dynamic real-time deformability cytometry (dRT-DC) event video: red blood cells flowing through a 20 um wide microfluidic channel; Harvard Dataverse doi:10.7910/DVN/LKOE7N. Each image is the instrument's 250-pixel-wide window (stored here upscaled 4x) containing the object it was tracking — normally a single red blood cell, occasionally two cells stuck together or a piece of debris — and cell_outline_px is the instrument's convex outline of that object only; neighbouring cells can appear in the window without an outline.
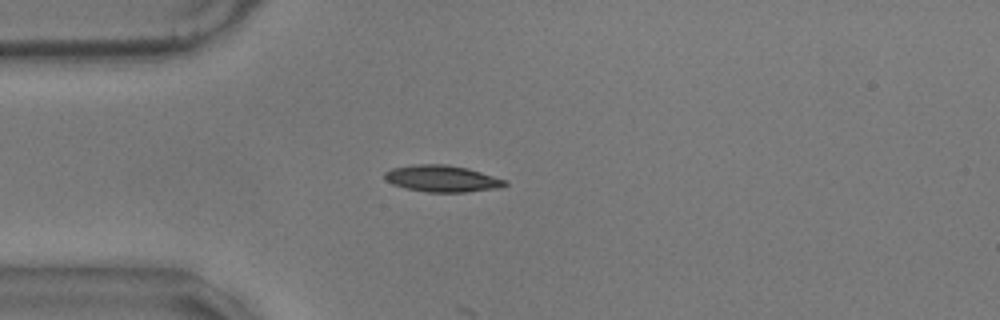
{"species": "common noctule bat (a hibernating species)", "species_latin": "Nyctalus noctula", "temperature_condition": "warm", "stored_images_in_passage": 18, "camera_frame_rate_fps": 3000, "um_per_image_px": 0.085, "animal": {"sex": "male", "body_mass_g": 17.9}, "frame": {"image": 1, "passage_image": 15, "time_ms": 4.667, "image_size_px": [1000, 320], "cell_outline_px": [[508, 184], [500, 188], [464, 192], [428, 192], [404, 188], [392, 184], [384, 180], [384, 172], [392, 168], [416, 164], [444, 164], [468, 168], [508, 180]], "centroid_in_image_um": [37.58, 15.18], "position_along_channel_um": 47.4, "area_um2": 18.84}}